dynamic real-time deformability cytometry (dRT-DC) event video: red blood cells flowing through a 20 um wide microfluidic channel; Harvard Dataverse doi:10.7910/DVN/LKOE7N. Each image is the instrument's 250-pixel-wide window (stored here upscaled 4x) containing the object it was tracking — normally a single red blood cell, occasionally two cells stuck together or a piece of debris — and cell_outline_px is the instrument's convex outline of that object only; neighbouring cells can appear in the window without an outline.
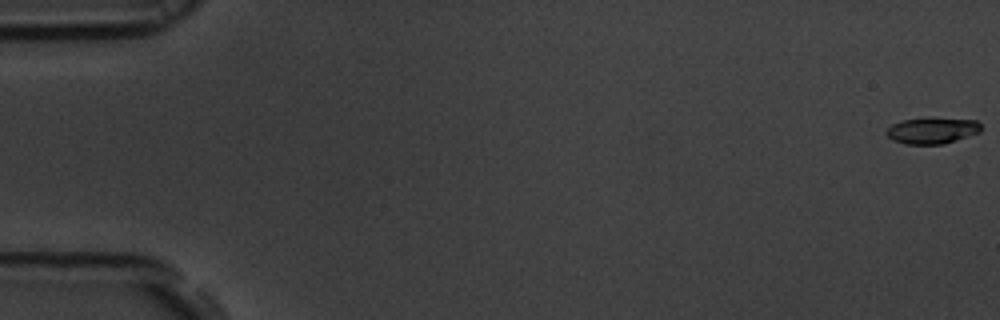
{"species": "common noctule bat (a hibernating species)", "species_latin": "Nyctalus noctula", "temperature_condition": "room temperature", "stored_images_in_passage": 56, "camera_frame_rate_fps": 3000, "um_per_image_px": 0.085, "animal": {"sex": "male", "body_mass_g": 19.5, "forearm_length_mm": 54.6}, "frame": {"image": 1, "passage_image": 1, "time_ms": 0.0, "image_size_px": [1000, 320], "cell_outline_px": [[980, 132], [944, 144], [904, 144], [892, 140], [884, 132], [892, 124], [900, 120], [928, 116], [976, 120], [980, 124]], "centroid_in_image_um": [79.2, 11.07], "position_along_channel_um": 5.8, "area_um2": 14.91}}
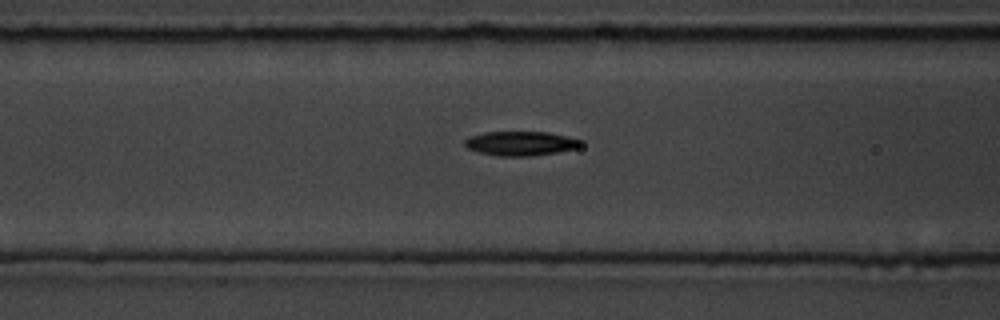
{"frame": {"image": 2, "passage_image": 23, "time_ms": 7.333, "image_size_px": [1000, 320], "cell_outline_px": [[584, 140], [576, 148], [556, 152], [528, 156], [496, 156], [480, 152], [468, 148], [464, 144], [464, 140], [468, 136], [484, 132], [548, 132]], "centroid_in_image_um": [44.22, 12.18], "position_along_channel_um": 122.4, "area_um2": 16.36}}
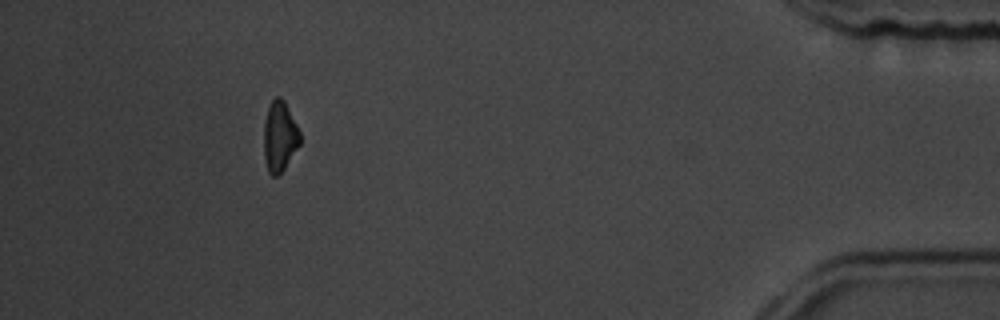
{"frame": {"image": 3, "passage_image": 51, "time_ms": 16.667, "image_size_px": [1000, 320], "cell_outline_px": [[300, 144], [284, 168], [276, 176], [272, 176], [268, 172], [264, 160], [264, 120], [268, 108], [272, 100], [276, 96], [280, 96], [284, 100], [300, 132]], "centroid_in_image_um": [23.75, 11.59], "position_along_channel_um": 411.4, "area_um2": 14.74}, "authors_computed_cell_mechanics": {"area_um2": 15.7505, "velocity_mm_per_s": 3.736, "shape_relaxation_time_tau1_ms": 2.8331, "shape_relaxation_time_tau2_ms": null, "deformation_change_tau1": 0.105, "deformation_change_tau2": null}}